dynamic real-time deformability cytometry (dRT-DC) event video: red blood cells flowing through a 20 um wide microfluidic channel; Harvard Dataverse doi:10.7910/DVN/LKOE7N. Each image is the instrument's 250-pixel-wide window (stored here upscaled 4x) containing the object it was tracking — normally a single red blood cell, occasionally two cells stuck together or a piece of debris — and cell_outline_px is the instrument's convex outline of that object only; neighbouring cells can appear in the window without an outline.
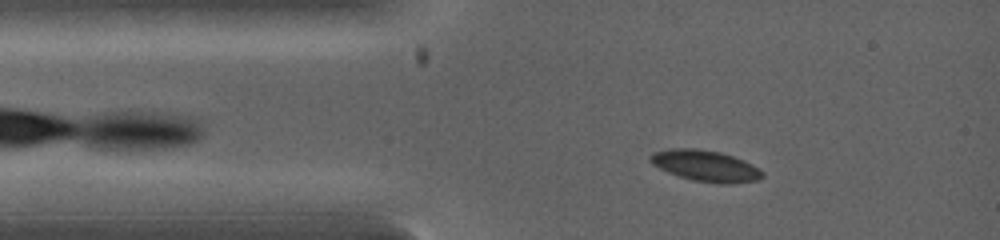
{"species": "common noctule bat (a hibernating species)", "species_latin": "Nyctalus noctula", "temperature_condition": "warm", "stored_images_in_passage": 22, "camera_frame_rate_fps": 5000, "um_per_image_px": 0.085, "animal": {"sex": "female", "body_mass_g": 19.0, "forearm_length_mm": 53.3}, "frame": {"image": 1, "passage_image": 4, "time_ms": 1.2, "image_size_px": [1000, 240], "cell_outline_px": [[764, 176], [756, 180], [728, 184], [720, 184], [692, 180], [668, 172], [652, 164], [648, 160], [648, 156], [652, 152], [668, 148], [696, 148], [720, 152], [744, 160], [752, 164], [764, 172]], "centroid_in_image_um": [59.94, 14.08], "position_along_channel_um": 25.1, "area_um2": 20.46}}
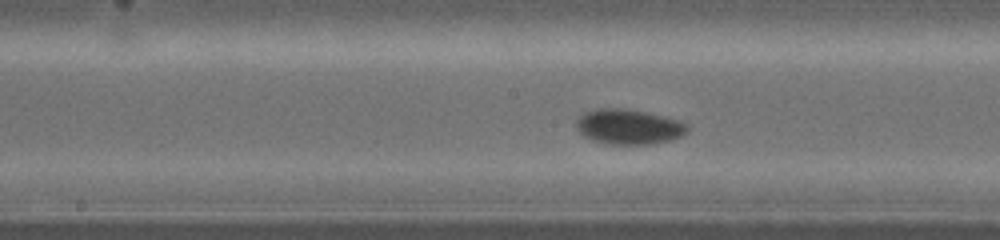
{"frame": {"image": 2, "passage_image": 14, "time_ms": 4.6, "image_size_px": [1000, 240], "cell_outline_px": [[688, 132], [672, 140], [652, 144], [604, 144], [592, 140], [584, 136], [576, 128], [576, 120], [584, 112], [596, 108], [624, 108], [648, 112], [680, 120], [688, 124]], "centroid_in_image_um": [53.45, 10.77], "position_along_channel_um": 194.8, "area_um2": 23.06}}
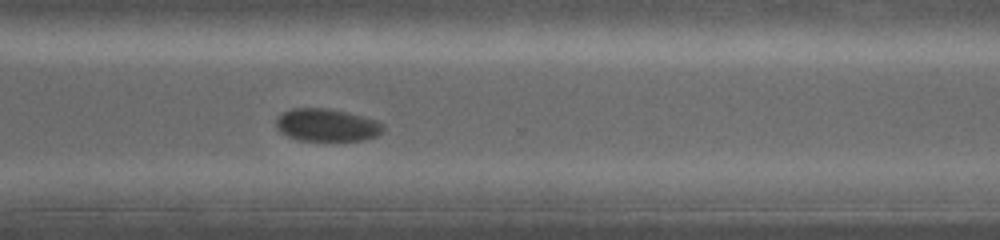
{"frame": {"image": 3, "passage_image": 22, "time_ms": 7.2, "image_size_px": [1000, 240], "cell_outline_px": [[384, 128], [376, 136], [364, 140], [300, 140], [288, 136], [280, 132], [276, 128], [276, 120], [284, 112], [292, 108], [324, 108], [344, 112], [376, 120], [384, 124]], "centroid_in_image_um": [27.76, 10.63], "position_along_channel_um": 342.8, "area_um2": 20.0}}